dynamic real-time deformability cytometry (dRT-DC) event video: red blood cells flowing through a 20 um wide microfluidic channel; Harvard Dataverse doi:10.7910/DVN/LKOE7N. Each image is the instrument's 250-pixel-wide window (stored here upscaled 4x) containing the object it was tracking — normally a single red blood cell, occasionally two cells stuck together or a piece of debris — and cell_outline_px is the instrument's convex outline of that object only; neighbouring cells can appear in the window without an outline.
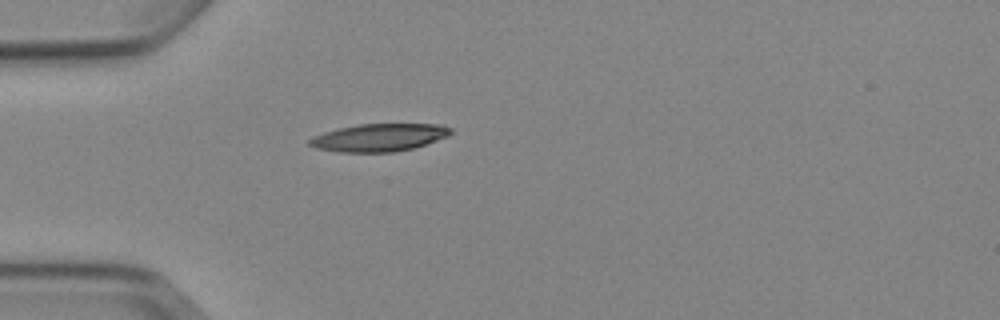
{"species": "Egyptian fruit bat (a non-hibernating species)", "species_latin": "Rousettus aegyptiacus", "temperature_condition": "cold", "stored_images_in_passage": 4, "camera_frame_rate_fps": 3000, "um_per_image_px": 0.085, "animal": {"sex": "female"}, "frame": {"image": 1, "passage_image": 4, "time_ms": 4.333, "image_size_px": [1000, 320], "cell_outline_px": [[452, 132], [448, 136], [412, 148], [396, 152], [340, 152], [316, 148], [308, 144], [308, 140], [312, 136], [324, 132], [340, 128], [360, 124], [440, 124], [452, 128]], "centroid_in_image_um": [32.21, 11.69], "position_along_channel_um": 52.8, "area_um2": 22.66}}